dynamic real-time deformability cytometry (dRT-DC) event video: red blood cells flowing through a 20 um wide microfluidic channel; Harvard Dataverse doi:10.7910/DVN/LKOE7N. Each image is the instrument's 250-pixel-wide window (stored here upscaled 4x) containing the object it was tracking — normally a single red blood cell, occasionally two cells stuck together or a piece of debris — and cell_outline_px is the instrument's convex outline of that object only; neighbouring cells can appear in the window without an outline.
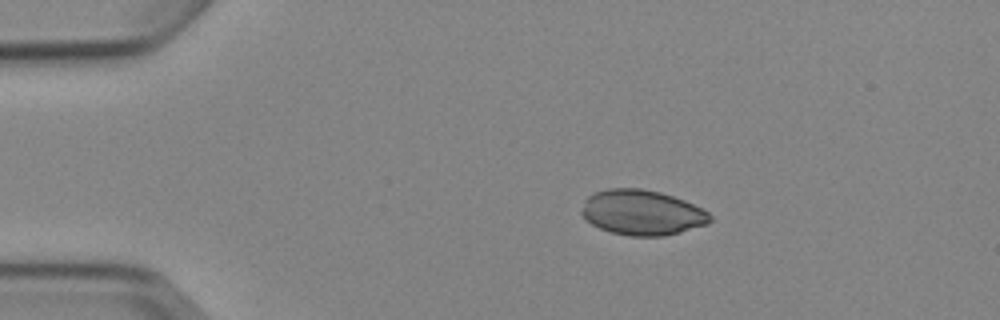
{"species": "Egyptian fruit bat (a non-hibernating species)", "species_latin": "Rousettus aegyptiacus", "temperature_condition": "cold", "stored_images_in_passage": 3, "camera_frame_rate_fps": 3000, "um_per_image_px": 0.085, "animal": {"sex": "female"}, "frame": {"image": 1, "passage_image": 2, "time_ms": 1.333, "image_size_px": [1000, 320], "cell_outline_px": [[712, 220], [708, 224], [680, 232], [664, 236], [628, 236], [612, 232], [600, 228], [592, 224], [580, 212], [584, 200], [592, 192], [608, 188], [644, 188], [660, 192], [684, 200], [708, 212], [712, 216]], "centroid_in_image_um": [54.56, 18.06], "position_along_channel_um": 30.4, "area_um2": 33.93}}